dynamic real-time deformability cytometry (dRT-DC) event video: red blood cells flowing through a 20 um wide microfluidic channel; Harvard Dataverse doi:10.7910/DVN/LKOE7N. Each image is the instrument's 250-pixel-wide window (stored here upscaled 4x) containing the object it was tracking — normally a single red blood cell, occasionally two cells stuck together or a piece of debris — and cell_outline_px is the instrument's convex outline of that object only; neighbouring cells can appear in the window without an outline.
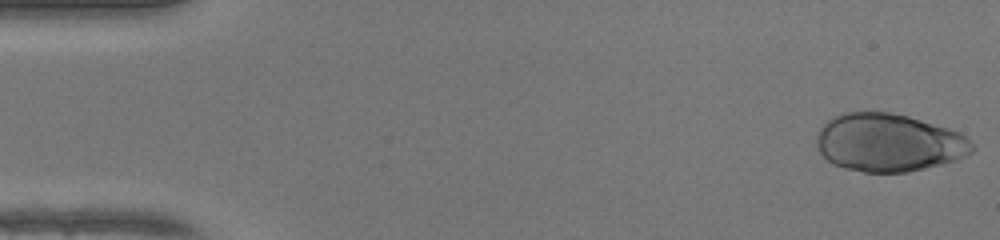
{"species": "human", "species_latin": "Homo sapiens", "temperature_condition": "warm", "stored_images_in_passage": 48, "camera_frame_rate_fps": 3000, "um_per_image_px": 0.085, "donor": {"sex": "female"}, "frame": {"image": 1, "passage_image": 1, "time_ms": 0.0, "image_size_px": [1000, 240], "cell_outline_px": [[976, 148], [968, 156], [956, 160], [908, 172], [864, 172], [844, 168], [832, 164], [820, 152], [816, 144], [816, 136], [820, 128], [832, 116], [844, 112], [888, 112], [908, 116], [948, 128], [960, 132], [968, 136], [976, 144]], "centroid_in_image_um": [75.57, 12.12], "position_along_channel_um": 9.4, "area_um2": 52.94}}
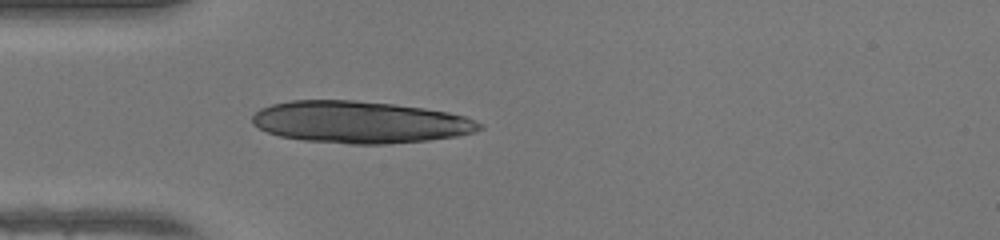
{"frame": {"image": 2, "passage_image": 14, "time_ms": 4.333, "image_size_px": [1000, 240], "cell_outline_px": [[484, 128], [476, 132], [456, 136], [428, 140], [384, 144], [348, 144], [304, 140], [280, 136], [268, 132], [252, 124], [252, 116], [260, 108], [272, 104], [292, 100], [356, 100], [392, 104], [424, 108], [448, 112], [464, 116], [484, 124]], "centroid_in_image_um": [30.61, 10.38], "position_along_channel_um": 54.4, "area_um2": 55.6}}